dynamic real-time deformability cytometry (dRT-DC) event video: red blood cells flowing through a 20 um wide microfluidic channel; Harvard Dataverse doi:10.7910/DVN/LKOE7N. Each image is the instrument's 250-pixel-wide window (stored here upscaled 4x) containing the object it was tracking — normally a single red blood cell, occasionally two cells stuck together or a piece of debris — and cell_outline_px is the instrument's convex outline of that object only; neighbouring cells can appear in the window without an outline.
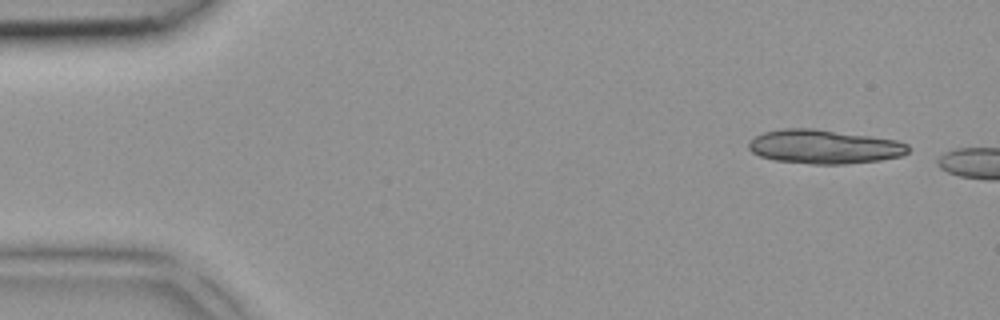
{"species": "common noctule bat (a hibernating species)", "species_latin": "Nyctalus noctula", "temperature_condition": "room temperature", "stored_images_in_passage": 2, "camera_frame_rate_fps": 3000, "um_per_image_px": 0.085, "animal": {"sex": "female", "body_mass_g": 18.4}, "frame": {"image": 1, "passage_image": 1, "time_ms": 0.0, "image_size_px": [1000, 320], "cell_outline_px": [[908, 152], [900, 156], [880, 160], [844, 164], [812, 164], [776, 160], [760, 156], [752, 152], [748, 148], [748, 144], [756, 136], [764, 132], [780, 128], [816, 128], [896, 140], [908, 144]], "centroid_in_image_um": [70.04, 12.46], "position_along_channel_um": 15.0, "area_um2": 31.5}}